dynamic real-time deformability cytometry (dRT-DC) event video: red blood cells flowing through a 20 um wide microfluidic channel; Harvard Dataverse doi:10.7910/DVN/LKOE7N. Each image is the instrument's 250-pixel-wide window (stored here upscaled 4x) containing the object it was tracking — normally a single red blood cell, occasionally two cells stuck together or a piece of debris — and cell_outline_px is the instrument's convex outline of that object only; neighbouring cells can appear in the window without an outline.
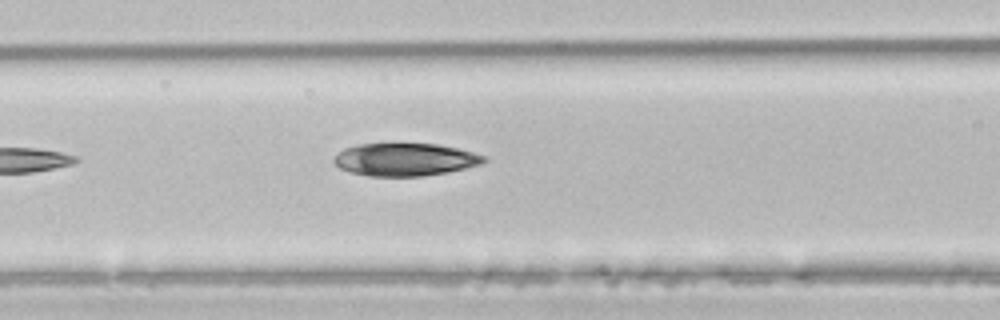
{"species": "common noctule bat (a hibernating species)", "species_latin": "Nyctalus noctula", "temperature_condition": "room temperature", "stored_images_in_passage": 6, "camera_frame_rate_fps": 3000, "um_per_image_px": 0.085, "animal": {"sex": "male", "body_mass_g": 21.5, "forearm_length_mm": 52.0}, "frame": {"image": 1, "passage_image": 5, "time_ms": 1.333, "image_size_px": [1000, 320], "cell_outline_px": [[488, 160], [480, 164], [448, 172], [424, 176], [368, 176], [352, 172], [340, 168], [332, 160], [344, 148], [360, 144], [436, 144], [456, 148], [472, 152], [484, 156]], "centroid_in_image_um": [34.43, 13.56], "position_along_channel_um": 132.2, "area_um2": 28.26}}